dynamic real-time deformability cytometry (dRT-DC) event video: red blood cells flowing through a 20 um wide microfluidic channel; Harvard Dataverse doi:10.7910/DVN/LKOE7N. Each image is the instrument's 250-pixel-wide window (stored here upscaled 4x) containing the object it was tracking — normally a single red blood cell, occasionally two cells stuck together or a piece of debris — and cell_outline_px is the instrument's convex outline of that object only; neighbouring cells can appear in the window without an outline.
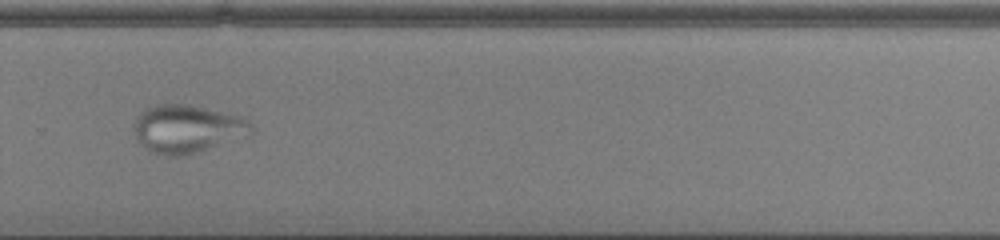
{"species": "common noctule bat (a hibernating species)", "species_latin": "Nyctalus noctula", "temperature_condition": "cold", "stored_images_in_passage": 43, "camera_frame_rate_fps": 3000, "um_per_image_px": 0.085, "animal": {"sex": "male", "body_mass_g": 13.0, "forearm_length_mm": 53.1}, "frame": {"image": 1, "passage_image": 28, "time_ms": 9.0, "image_size_px": [1000, 240], "cell_outline_px": [[252, 132], [248, 136], [180, 156], [168, 156], [152, 152], [140, 144], [136, 136], [136, 116], [140, 112], [156, 104], [188, 104], [244, 116], [252, 124]], "centroid_in_image_um": [15.94, 10.93], "position_along_channel_um": 313.9, "area_um2": 32.54}}
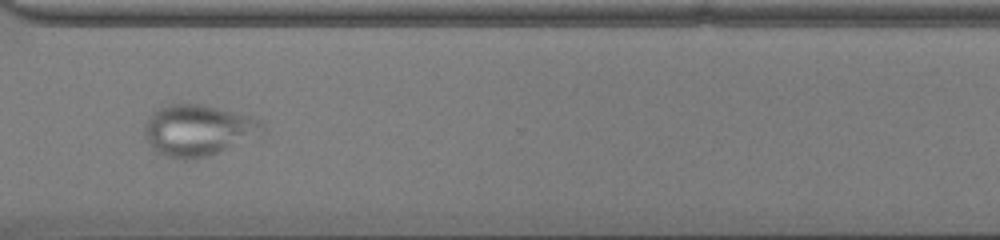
{"frame": {"image": 2, "passage_image": 31, "time_ms": 10.0, "image_size_px": [1000, 240], "cell_outline_px": [[268, 132], [208, 156], [188, 160], [184, 160], [164, 156], [156, 152], [144, 136], [144, 124], [148, 116], [156, 108], [168, 104], [204, 104], [248, 116], [260, 120], [264, 124]], "centroid_in_image_um": [16.82, 11.07], "position_along_channel_um": 353.8, "area_um2": 35.49}}
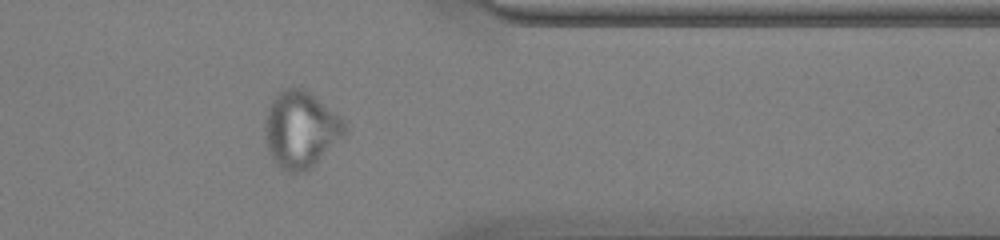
{"frame": {"image": 3, "passage_image": 34, "time_ms": 11.0, "image_size_px": [1000, 240], "cell_outline_px": [[348, 128], [312, 168], [304, 172], [288, 172], [280, 168], [272, 160], [268, 152], [264, 128], [264, 124], [268, 108], [272, 100], [284, 88], [304, 88], [336, 116]], "centroid_in_image_um": [25.48, 11.05], "position_along_channel_um": 385.9, "area_um2": 34.68}}